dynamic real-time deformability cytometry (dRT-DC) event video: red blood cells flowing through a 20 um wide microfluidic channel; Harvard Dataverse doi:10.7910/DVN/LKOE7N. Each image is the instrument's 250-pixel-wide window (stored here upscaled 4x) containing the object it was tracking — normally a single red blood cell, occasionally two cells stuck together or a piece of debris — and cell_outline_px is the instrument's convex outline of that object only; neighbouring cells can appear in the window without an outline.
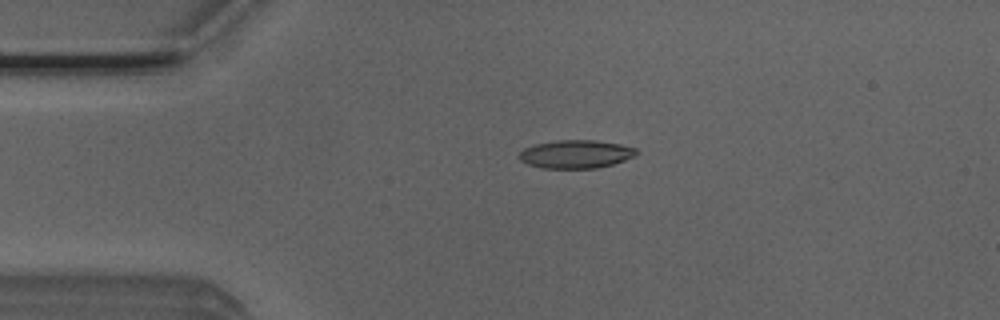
{"species": "Egyptian fruit bat (a non-hibernating species)", "species_latin": "Rousettus aegyptiacus", "temperature_condition": "room temperature", "stored_images_in_passage": 4, "camera_frame_rate_fps": 3000, "um_per_image_px": 0.085, "animal": {"sex": "male"}, "frame": {"image": 1, "passage_image": 3, "time_ms": 0.667, "image_size_px": [1000, 320], "cell_outline_px": [[640, 152], [636, 156], [612, 164], [596, 168], [544, 168], [528, 164], [520, 160], [516, 156], [524, 148], [536, 144], [556, 140], [596, 140], [620, 144], [636, 148]], "centroid_in_image_um": [48.96, 13.09], "position_along_channel_um": 36.0, "area_um2": 19.36}}